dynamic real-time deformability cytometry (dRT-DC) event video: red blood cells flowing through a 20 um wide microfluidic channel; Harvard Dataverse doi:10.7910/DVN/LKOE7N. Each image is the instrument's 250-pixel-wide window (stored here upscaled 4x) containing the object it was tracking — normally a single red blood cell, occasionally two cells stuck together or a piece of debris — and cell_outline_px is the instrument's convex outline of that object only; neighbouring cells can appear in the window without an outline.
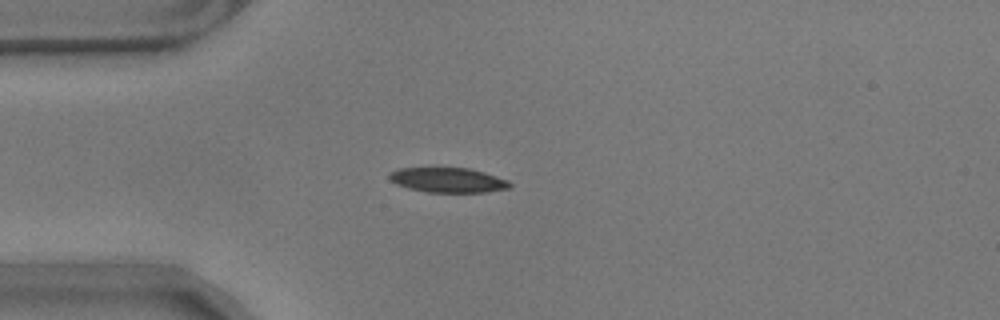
{"species": "common noctule bat (a hibernating species)", "species_latin": "Nyctalus noctula", "temperature_condition": "warm", "stored_images_in_passage": 38, "camera_frame_rate_fps": 3000, "um_per_image_px": 0.085, "animal": {"sex": "male", "body_mass_g": 17.9}, "frame": {"image": 1, "passage_image": 1, "time_ms": 0.0, "image_size_px": [1000, 320], "cell_outline_px": [[512, 184], [508, 188], [484, 192], [428, 192], [408, 188], [396, 184], [388, 176], [396, 168], [472, 168], [508, 180]], "centroid_in_image_um": [38.08, 15.3], "position_along_channel_um": 46.9, "area_um2": 17.28}}
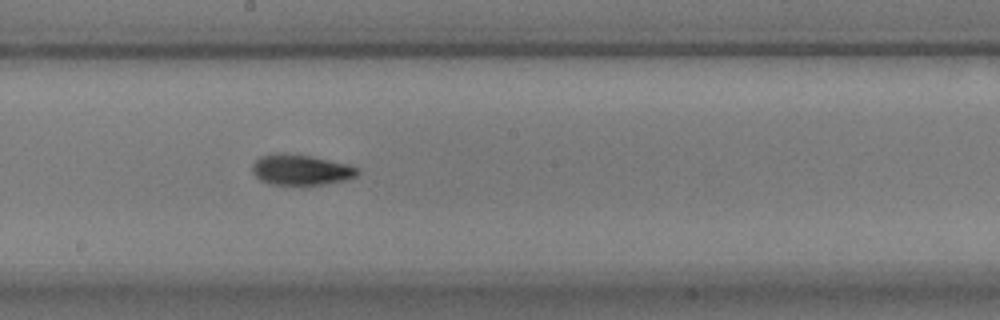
{"frame": {"image": 2, "passage_image": 17, "time_ms": 5.333, "image_size_px": [1000, 320], "cell_outline_px": [[360, 172], [356, 176], [348, 180], [324, 184], [268, 184], [260, 180], [252, 172], [252, 164], [260, 156], [312, 156], [348, 164], [360, 168]], "centroid_in_image_um": [25.65, 14.48], "position_along_channel_um": 222.5, "area_um2": 18.15}}
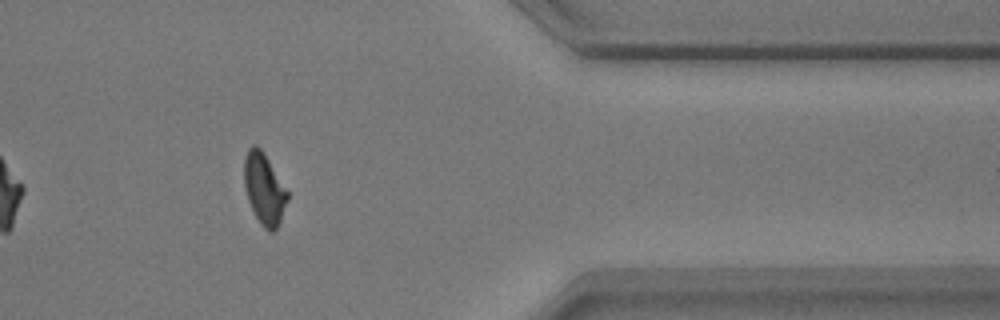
{"frame": {"image": 3, "passage_image": 33, "time_ms": 10.667, "image_size_px": [1000, 320], "cell_outline_px": [[288, 200], [280, 220], [276, 228], [272, 232], [268, 232], [260, 224], [248, 200], [244, 188], [244, 160], [248, 148], [252, 144], [256, 144], [264, 152], [288, 192]], "centroid_in_image_um": [22.44, 16.03], "position_along_channel_um": 389.0, "area_um2": 17.92}, "authors_computed_cell_mechanics": {"area_um2": 18.1492, "velocity_mm_per_s": 3.5263, "shape_relaxation_time_tau1_ms": 4.4345, "shape_relaxation_time_tau2_ms": 2.3383, "deformation_change_tau1": 0.1519, "deformation_change_tau2": 0.0814}}